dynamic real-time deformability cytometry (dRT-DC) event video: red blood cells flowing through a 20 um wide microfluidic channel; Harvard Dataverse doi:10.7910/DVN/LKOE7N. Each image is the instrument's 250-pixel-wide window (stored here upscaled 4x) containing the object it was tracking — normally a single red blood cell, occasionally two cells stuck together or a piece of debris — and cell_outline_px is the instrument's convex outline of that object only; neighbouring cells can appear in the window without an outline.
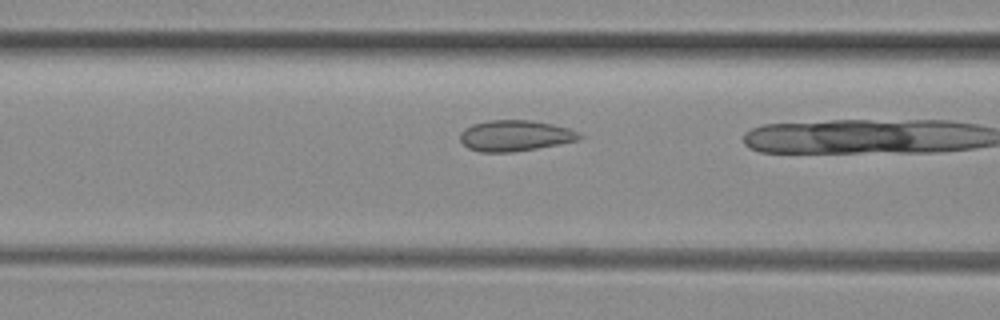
{"species": "common noctule bat (a hibernating species)", "species_latin": "Nyctalus noctula", "temperature_condition": "room temperature", "stored_images_in_passage": 7, "camera_frame_rate_fps": 3000, "um_per_image_px": 0.085, "animal": {"sex": "female", "body_mass_g": 29.2, "forearm_length_mm": 56.3}, "frame": {"image": 1, "passage_image": 5, "time_ms": 1.333, "image_size_px": [1000, 320], "cell_outline_px": [[584, 136], [576, 140], [560, 144], [512, 152], [480, 152], [468, 148], [460, 140], [460, 132], [464, 128], [472, 124], [488, 120], [528, 120], [552, 124], [568, 128]], "centroid_in_image_um": [43.74, 11.53], "position_along_channel_um": 122.9, "area_um2": 21.39}}